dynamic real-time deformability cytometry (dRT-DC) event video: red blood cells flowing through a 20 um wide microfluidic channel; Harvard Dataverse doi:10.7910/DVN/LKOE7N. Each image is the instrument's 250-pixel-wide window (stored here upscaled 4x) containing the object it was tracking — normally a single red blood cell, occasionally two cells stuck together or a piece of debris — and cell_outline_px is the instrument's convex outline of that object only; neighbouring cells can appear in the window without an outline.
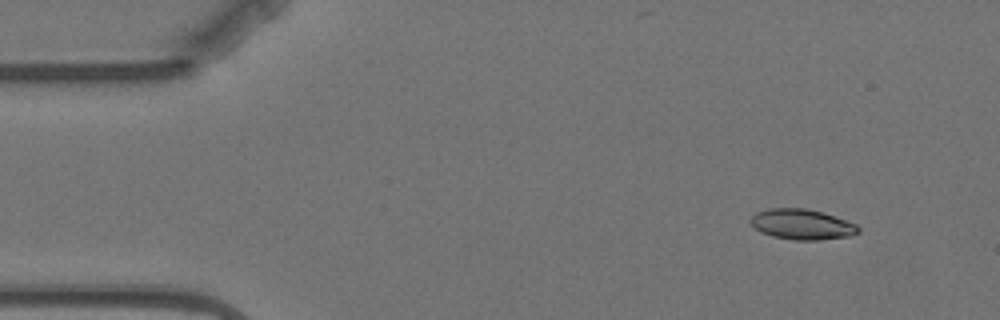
{"species": "Egyptian fruit bat (a non-hibernating species)", "species_latin": "Rousettus aegyptiacus", "temperature_condition": "warm", "stored_images_in_passage": 10, "camera_frame_rate_fps": 3000, "um_per_image_px": 0.085, "animal": {"sex": "female"}, "frame": {"image": 1, "passage_image": 1, "time_ms": 0.0, "image_size_px": [1000, 320], "cell_outline_px": [[860, 232], [852, 236], [816, 240], [792, 240], [772, 236], [760, 232], [752, 224], [752, 216], [756, 212], [768, 208], [804, 208], [820, 212], [856, 224], [860, 228]], "centroid_in_image_um": [68.17, 19.08], "position_along_channel_um": 16.8, "area_um2": 18.9}}
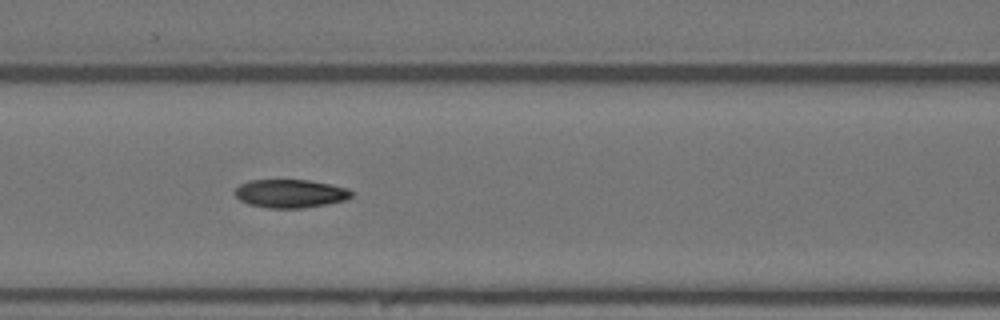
{"frame": {"image": 2, "passage_image": 6, "time_ms": 6.0, "image_size_px": [1000, 320], "cell_outline_px": [[352, 196], [348, 200], [328, 204], [304, 208], [268, 208], [248, 204], [240, 200], [236, 196], [236, 188], [240, 184], [248, 180], [308, 180], [332, 184], [348, 188], [352, 192]], "centroid_in_image_um": [24.72, 16.45], "position_along_channel_um": 141.9, "area_um2": 19.42}}
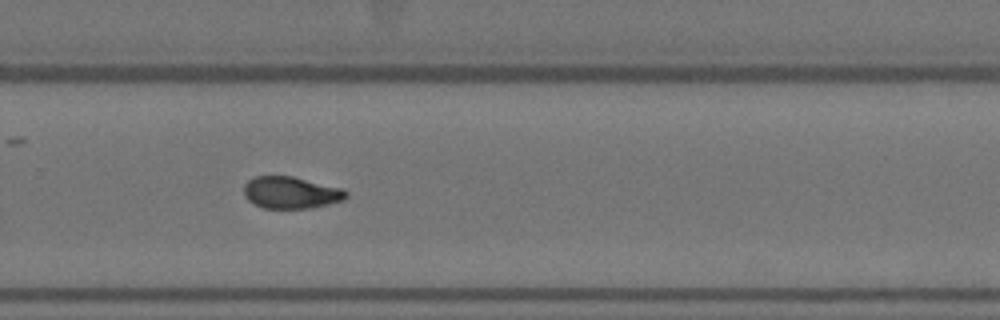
{"frame": {"image": 3, "passage_image": 10, "time_ms": 10.667, "image_size_px": [1000, 320], "cell_outline_px": [[348, 196], [344, 200], [312, 208], [264, 208], [248, 200], [244, 196], [244, 184], [248, 180], [256, 176], [292, 176], [344, 188], [348, 192]], "centroid_in_image_um": [24.76, 16.36], "position_along_channel_um": 305.0, "area_um2": 19.13}}